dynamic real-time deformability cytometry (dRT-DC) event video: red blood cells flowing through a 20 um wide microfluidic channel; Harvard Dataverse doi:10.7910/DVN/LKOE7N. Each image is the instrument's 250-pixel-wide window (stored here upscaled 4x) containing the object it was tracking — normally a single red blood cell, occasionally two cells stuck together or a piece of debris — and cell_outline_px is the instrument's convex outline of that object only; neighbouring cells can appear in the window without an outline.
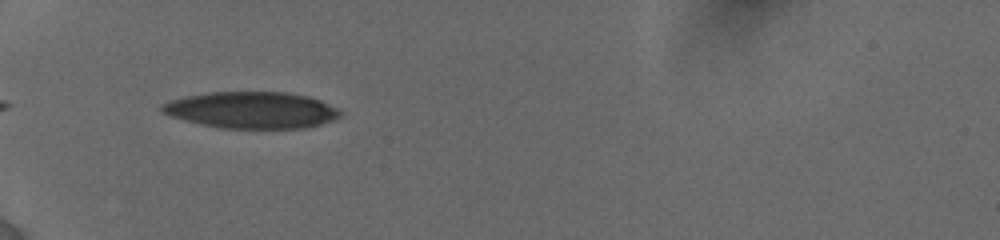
{"species": "human", "species_latin": "Homo sapiens", "temperature_condition": "cold", "stored_images_in_passage": 18, "camera_frame_rate_fps": 3000, "um_per_image_px": 0.085, "donor": {"sex": "female"}, "frame": {"image": 1, "passage_image": 1, "time_ms": 0.0, "image_size_px": [1000, 240], "cell_outline_px": [[340, 116], [332, 120], [320, 124], [304, 128], [220, 128], [200, 124], [172, 116], [160, 112], [160, 104], [172, 100], [188, 96], [212, 92], [284, 92], [308, 96], [320, 100], [336, 108], [340, 112]], "centroid_in_image_um": [21.37, 9.36], "position_along_channel_um": 63.6, "area_um2": 37.69}}
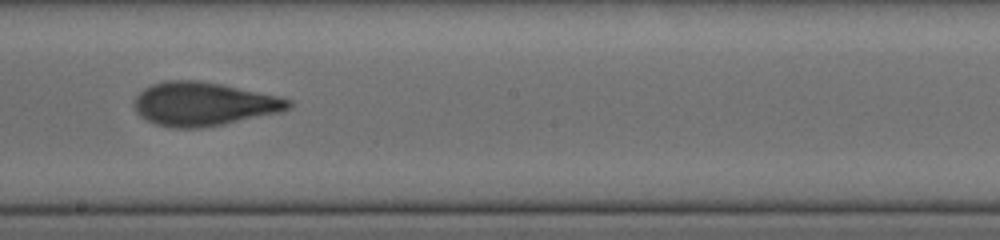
{"frame": {"image": 2, "passage_image": 6, "time_ms": 4.667, "image_size_px": [1000, 240], "cell_outline_px": [[292, 108], [280, 112], [224, 124], [200, 128], [176, 128], [156, 124], [140, 116], [136, 112], [132, 104], [136, 96], [144, 88], [152, 84], [164, 80], [196, 80], [220, 84], [280, 96], [292, 100]], "centroid_in_image_um": [17.3, 8.83], "position_along_channel_um": 230.9, "area_um2": 39.3}}
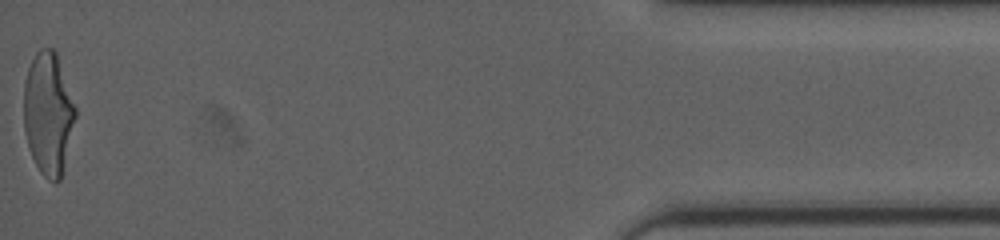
{"frame": {"image": 3, "passage_image": 18, "time_ms": 11.667, "image_size_px": [1000, 240], "cell_outline_px": [[76, 116], [60, 180], [56, 184], [48, 180], [40, 172], [32, 156], [24, 132], [24, 84], [28, 68], [36, 52], [40, 48], [52, 48], [56, 52], [76, 108]], "centroid_in_image_um": [4.09, 9.65], "position_along_channel_um": 431.1, "area_um2": 36.59}, "authors_computed_cell_mechanics": {"area_um2": 37.57, "velocity_mm_per_s": 3.8641, "shape_relaxation_time_tau1_ms": 5.2994, "shape_relaxation_time_tau2_ms": 0.8744, "deformation_change_tau1": 0.1746, "deformation_change_tau2": 0.0729}}